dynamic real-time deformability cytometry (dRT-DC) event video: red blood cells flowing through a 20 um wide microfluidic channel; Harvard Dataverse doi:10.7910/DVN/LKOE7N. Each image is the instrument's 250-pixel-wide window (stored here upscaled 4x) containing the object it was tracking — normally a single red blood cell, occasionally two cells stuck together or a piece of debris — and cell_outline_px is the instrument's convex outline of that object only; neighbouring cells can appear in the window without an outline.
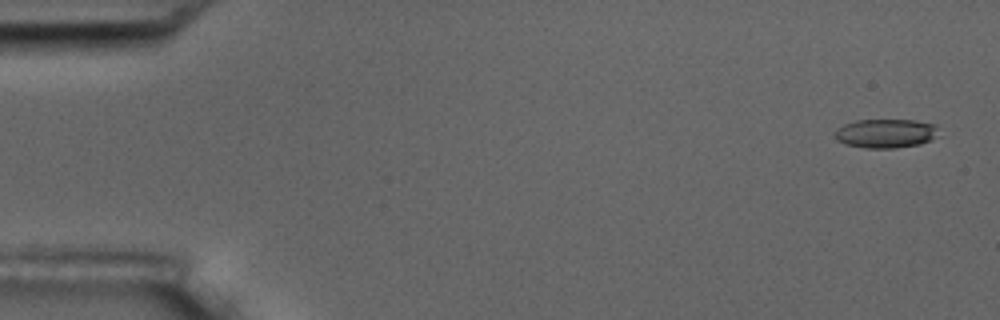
{"species": "common noctule bat (a hibernating species)", "species_latin": "Nyctalus noctula", "temperature_condition": "room temperature", "stored_images_in_passage": 5, "camera_frame_rate_fps": 3000, "um_per_image_px": 0.085, "animal": {"sex": "male", "body_mass_g": 17.5, "forearm_length_mm": 52.3}, "frame": {"image": 1, "passage_image": 1, "time_ms": 0.0, "image_size_px": [1000, 320], "cell_outline_px": [[936, 128], [932, 140], [920, 144], [896, 148], [864, 148], [844, 144], [836, 140], [836, 128], [844, 124], [856, 120], [916, 120], [936, 124]], "centroid_in_image_um": [75.25, 11.34], "position_along_channel_um": 9.8, "area_um2": 17.51}}
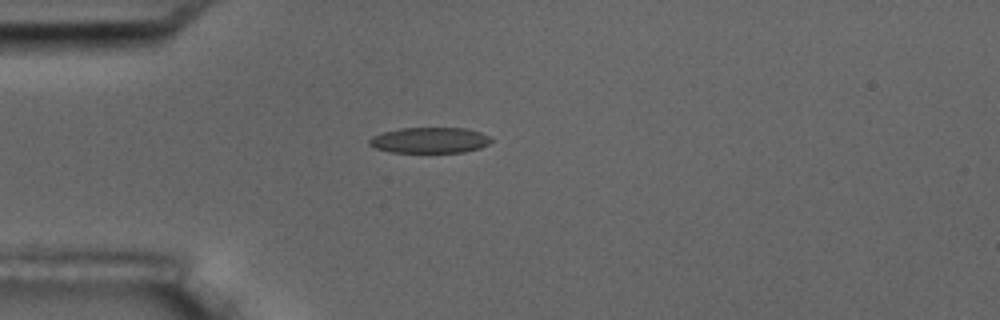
{"frame": {"image": 2, "passage_image": 5, "time_ms": 4.333, "image_size_px": [1000, 320], "cell_outline_px": [[492, 140], [488, 144], [480, 148], [464, 152], [392, 152], [376, 148], [368, 144], [368, 140], [372, 136], [384, 132], [400, 128], [464, 128], [480, 132], [488, 136]], "centroid_in_image_um": [36.51, 11.92], "position_along_channel_um": 48.5, "area_um2": 18.15}}